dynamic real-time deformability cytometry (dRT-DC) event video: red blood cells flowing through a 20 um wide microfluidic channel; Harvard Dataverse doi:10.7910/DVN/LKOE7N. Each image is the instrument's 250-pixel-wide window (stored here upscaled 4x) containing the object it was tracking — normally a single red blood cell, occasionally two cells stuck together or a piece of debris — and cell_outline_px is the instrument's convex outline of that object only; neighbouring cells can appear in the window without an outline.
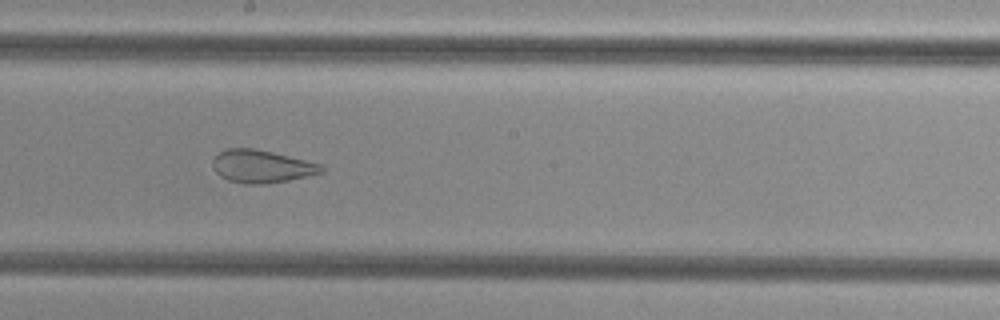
{"species": "common noctule bat (a hibernating species)", "species_latin": "Nyctalus noctula", "temperature_condition": "cold", "stored_images_in_passage": 48, "camera_frame_rate_fps": 3000, "um_per_image_px": 0.085, "animal": {"sex": "female", "body_mass_g": 29.2, "forearm_length_mm": 56.3}, "frame": {"image": 1, "passage_image": 29, "time_ms": 9.333, "image_size_px": [1000, 320], "cell_outline_px": [[324, 172], [308, 176], [288, 180], [264, 184], [244, 184], [228, 180], [220, 176], [212, 168], [212, 160], [224, 148], [252, 148], [272, 152], [320, 164], [324, 168]], "centroid_in_image_um": [22.2, 14.15], "position_along_channel_um": 226.0, "area_um2": 20.69}}
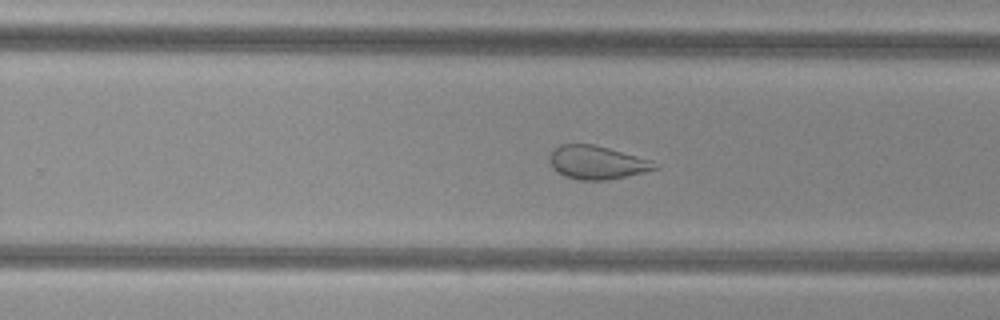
{"frame": {"image": 2, "passage_image": 33, "time_ms": 10.667, "image_size_px": [1000, 320], "cell_outline_px": [[660, 168], [608, 180], [580, 180], [564, 176], [552, 168], [548, 160], [548, 156], [552, 148], [560, 144], [596, 144], [652, 160], [660, 164]], "centroid_in_image_um": [50.72, 13.79], "position_along_channel_um": 279.1, "area_um2": 20.87}}
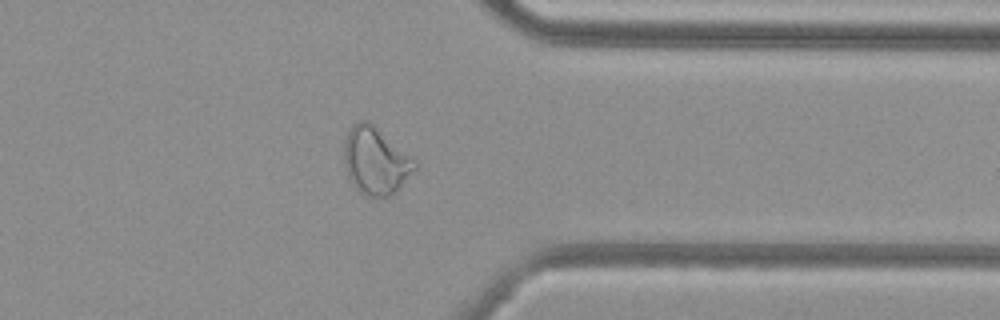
{"frame": {"image": 3, "passage_image": 41, "time_ms": 13.333, "image_size_px": [1000, 320], "cell_outline_px": [[420, 164], [400, 188], [396, 192], [388, 196], [364, 196], [352, 184], [348, 176], [344, 164], [344, 140], [352, 124], [360, 120], [368, 120], [416, 160]], "centroid_in_image_um": [31.93, 13.67], "position_along_channel_um": 379.5, "area_um2": 27.86}}